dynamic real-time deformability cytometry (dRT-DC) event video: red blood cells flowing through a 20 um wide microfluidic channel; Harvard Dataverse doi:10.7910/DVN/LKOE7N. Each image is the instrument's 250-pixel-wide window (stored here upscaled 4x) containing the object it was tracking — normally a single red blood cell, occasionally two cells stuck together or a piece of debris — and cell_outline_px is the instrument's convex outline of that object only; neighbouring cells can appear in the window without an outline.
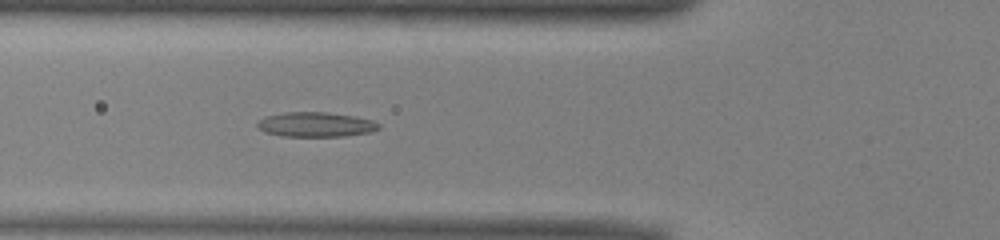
{"species": "common noctule bat (a hibernating species)", "species_latin": "Nyctalus noctula", "temperature_condition": "warm", "stored_images_in_passage": 51, "camera_frame_rate_fps": 3000, "um_per_image_px": 0.085, "animal": {"sex": "male", "body_mass_g": 13.0, "forearm_length_mm": 53.1}, "frame": {"image": 1, "passage_image": 18, "time_ms": 5.667, "image_size_px": [1000, 240], "cell_outline_px": [[380, 128], [368, 132], [344, 136], [280, 136], [264, 132], [256, 124], [264, 116], [284, 112], [328, 112], [356, 116], [372, 120], [380, 124]], "centroid_in_image_um": [26.82, 10.57], "position_along_channel_um": 99.0, "area_um2": 17.51}}
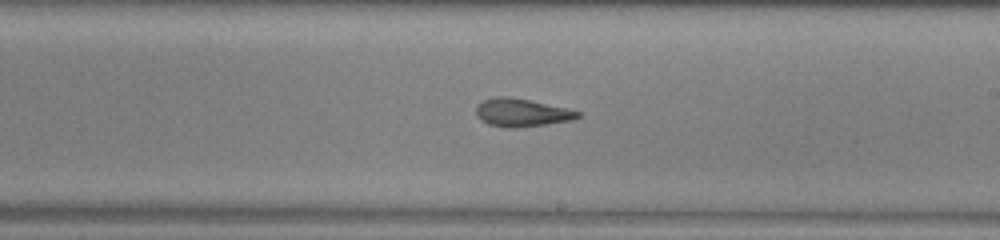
{"frame": {"image": 2, "passage_image": 29, "time_ms": 9.333, "image_size_px": [1000, 240], "cell_outline_px": [[580, 116], [572, 120], [516, 128], [508, 128], [488, 124], [480, 120], [476, 116], [476, 104], [484, 100], [496, 96], [508, 96], [528, 100], [564, 108], [580, 112]], "centroid_in_image_um": [44.26, 9.57], "position_along_channel_um": 244.7, "area_um2": 16.42}}
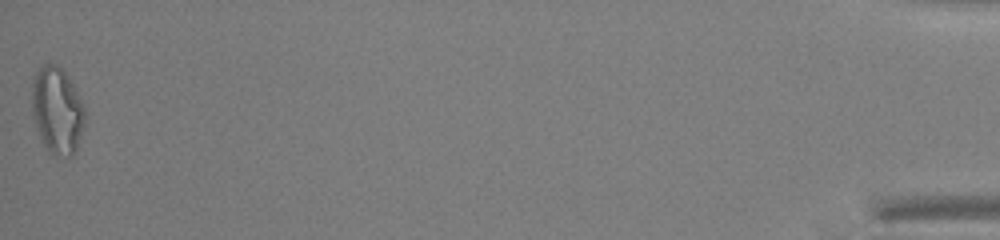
{"frame": {"image": 3, "passage_image": 51, "time_ms": 16.667, "image_size_px": [1000, 240], "cell_outline_px": [[84, 124], [76, 152], [72, 156], [56, 156], [48, 152], [44, 148], [32, 116], [32, 76], [44, 64], [56, 64], [64, 72], [80, 96], [84, 104]], "centroid_in_image_um": [4.84, 9.42], "position_along_channel_um": 430.4, "area_um2": 26.99}, "authors_computed_cell_mechanics": {"area_um2": 18.2648, "velocity_mm_per_s": 3.9758, "shape_relaxation_time_tau1_ms": 11.2078, "shape_relaxation_time_tau2_ms": 3.0334, "deformation_change_tau1": 0.2789, "deformation_change_tau2": 0.1131}}